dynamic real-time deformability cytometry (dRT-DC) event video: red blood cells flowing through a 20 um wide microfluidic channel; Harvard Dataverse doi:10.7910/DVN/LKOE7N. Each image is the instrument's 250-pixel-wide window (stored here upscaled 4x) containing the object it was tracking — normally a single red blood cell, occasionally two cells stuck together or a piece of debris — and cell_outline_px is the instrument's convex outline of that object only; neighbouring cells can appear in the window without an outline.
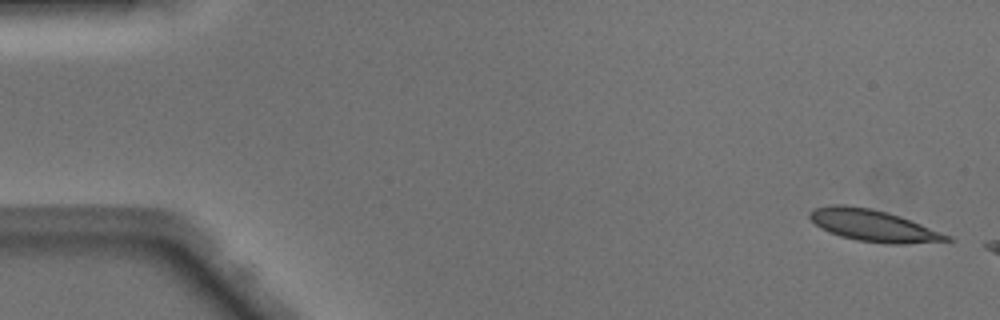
{"species": "Egyptian fruit bat (a non-hibernating species)", "species_latin": "Rousettus aegyptiacus", "temperature_condition": "warm", "stored_images_in_passage": 7, "camera_frame_rate_fps": 3000, "um_per_image_px": 0.085, "animal": {"sex": "male"}, "frame": {"image": 1, "passage_image": 1, "time_ms": 0.0, "image_size_px": [1000, 320], "cell_outline_px": [[956, 240], [904, 244], [888, 244], [856, 240], [840, 236], [828, 232], [820, 228], [808, 216], [808, 212], [816, 208], [832, 204], [844, 204], [868, 208], [900, 216], [952, 236]], "centroid_in_image_um": [74.23, 19.18], "position_along_channel_um": 10.8, "area_um2": 25.26}}